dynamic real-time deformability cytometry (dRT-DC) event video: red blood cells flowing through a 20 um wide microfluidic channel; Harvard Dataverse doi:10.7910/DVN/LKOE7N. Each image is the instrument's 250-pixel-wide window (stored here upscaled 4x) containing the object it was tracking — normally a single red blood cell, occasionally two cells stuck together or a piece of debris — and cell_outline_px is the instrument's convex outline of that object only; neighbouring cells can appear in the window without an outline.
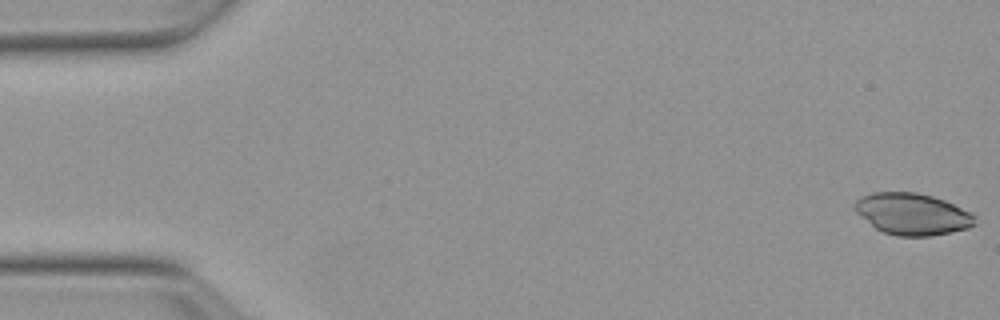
{"species": "Egyptian fruit bat (a non-hibernating species)", "species_latin": "Rousettus aegyptiacus", "temperature_condition": "warm", "stored_images_in_passage": 53, "camera_frame_rate_fps": 3000, "um_per_image_px": 0.085, "animal": {"sex": "female"}, "frame": {"image": 1, "passage_image": 1, "time_ms": 0.0, "image_size_px": [1000, 320], "cell_outline_px": [[976, 224], [968, 228], [932, 236], [896, 236], [884, 232], [876, 228], [856, 212], [856, 200], [860, 196], [872, 192], [916, 192], [932, 196], [944, 200], [972, 212], [976, 216]], "centroid_in_image_um": [77.59, 18.19], "position_along_channel_um": 7.4, "area_um2": 29.13}}
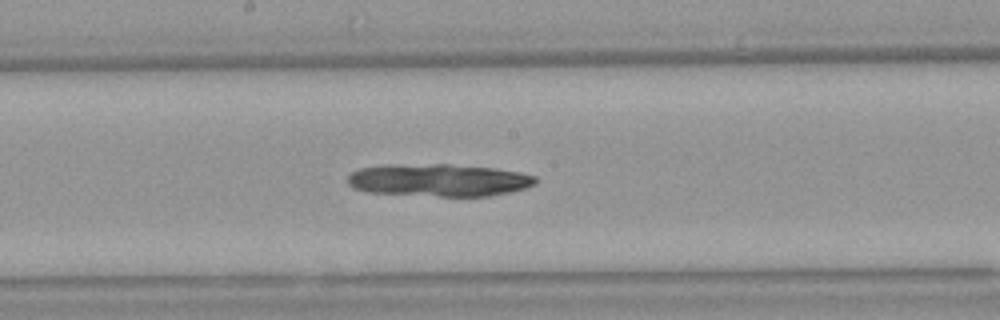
{"frame": {"image": 2, "passage_image": 28, "time_ms": 9.0, "image_size_px": [1000, 320], "cell_outline_px": [[536, 184], [524, 188], [492, 196], [440, 196], [368, 192], [352, 188], [348, 184], [348, 176], [352, 172], [360, 168], [384, 164], [448, 164], [496, 168], [520, 172], [536, 176]], "centroid_in_image_um": [37.28, 15.3], "position_along_channel_um": 210.9, "area_um2": 35.78}}
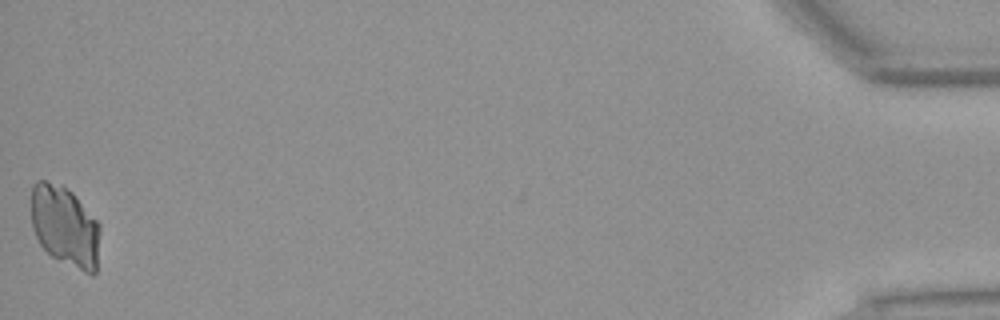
{"frame": {"image": 3, "passage_image": 53, "time_ms": 17.333, "image_size_px": [1000, 320], "cell_outline_px": [[100, 232], [96, 272], [92, 276], [52, 256], [40, 244], [32, 228], [32, 184], [36, 180], [44, 180], [60, 184], [72, 192], [100, 224]], "centroid_in_image_um": [5.53, 19.22], "position_along_channel_um": 429.7, "area_um2": 32.31}}